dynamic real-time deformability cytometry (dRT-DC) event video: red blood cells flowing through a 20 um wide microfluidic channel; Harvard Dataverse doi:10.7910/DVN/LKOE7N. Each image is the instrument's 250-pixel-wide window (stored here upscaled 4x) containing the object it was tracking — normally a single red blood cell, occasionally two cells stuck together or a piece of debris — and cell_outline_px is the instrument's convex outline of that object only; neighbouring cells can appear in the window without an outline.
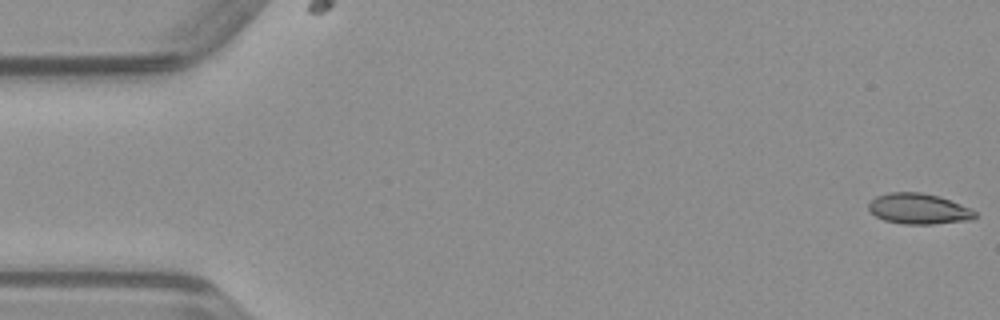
{"species": "common noctule bat (a hibernating species)", "species_latin": "Nyctalus noctula", "temperature_condition": "warm", "stored_images_in_passage": 51, "segment_of_instrument_passage": [1, 2], "camera_frame_rate_fps": 3000, "um_per_image_px": 0.085, "animal": {"sex": "male", "body_mass_g": 23.1, "forearm_length_mm": 52.7}, "frame": {"image": 1, "passage_image": 1, "time_ms": 0.0, "image_size_px": [1000, 320], "cell_outline_px": [[976, 216], [972, 220], [932, 224], [904, 224], [884, 220], [876, 216], [868, 208], [868, 204], [876, 196], [888, 192], [920, 192], [936, 196], [972, 208], [976, 212]], "centroid_in_image_um": [78.09, 17.75], "position_along_channel_um": 6.9, "area_um2": 18.9}}
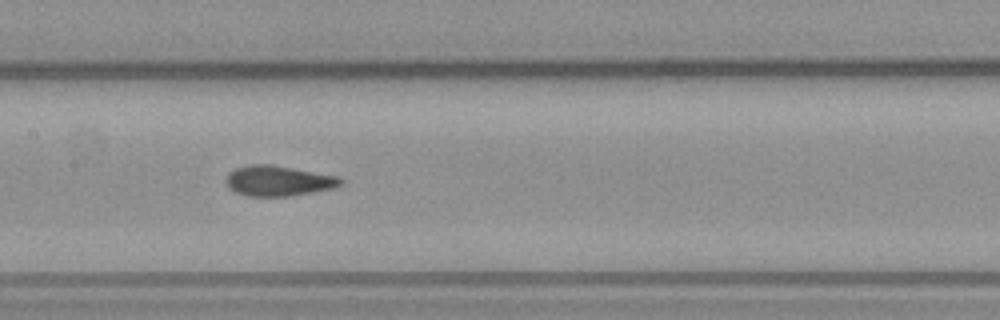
{"frame": {"image": 2, "passage_image": 24, "time_ms": 7.667, "image_size_px": [1000, 320], "cell_outline_px": [[344, 180], [340, 184], [332, 188], [312, 192], [288, 196], [248, 196], [236, 192], [228, 188], [228, 172], [236, 168], [248, 164], [272, 164], [340, 176]], "centroid_in_image_um": [23.67, 15.35], "position_along_channel_um": 183.7, "area_um2": 20.23}}
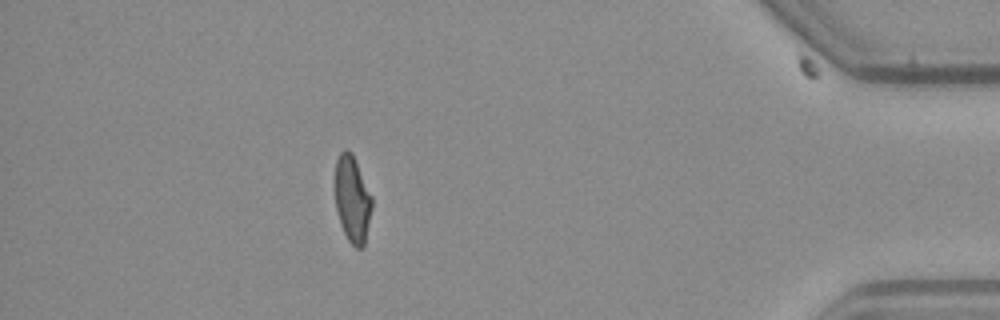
{"frame": {"image": 3, "passage_image": 44, "time_ms": 14.333, "image_size_px": [1000, 320], "cell_outline_px": [[372, 208], [364, 244], [360, 248], [356, 248], [348, 240], [340, 224], [336, 208], [336, 160], [340, 152], [344, 148], [348, 148], [352, 152], [372, 196]], "centroid_in_image_um": [29.95, 16.89], "position_along_channel_um": 405.2, "area_um2": 18.5}}